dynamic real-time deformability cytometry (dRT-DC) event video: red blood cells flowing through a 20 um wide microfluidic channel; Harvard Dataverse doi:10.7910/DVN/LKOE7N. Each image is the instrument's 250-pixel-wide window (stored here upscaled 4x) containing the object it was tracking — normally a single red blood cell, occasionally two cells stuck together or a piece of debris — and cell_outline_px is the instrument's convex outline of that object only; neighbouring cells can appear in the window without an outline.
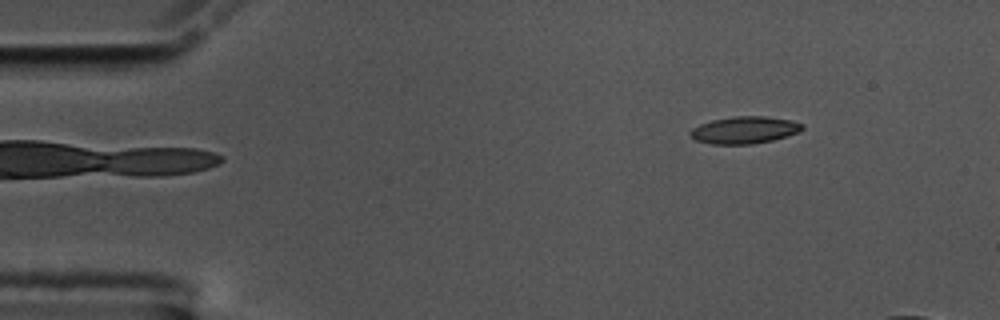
{"species": "common noctule bat (a hibernating species)", "species_latin": "Nyctalus noctula", "temperature_condition": "cold", "stored_images_in_passage": 7, "camera_frame_rate_fps": 3000, "um_per_image_px": 0.085, "animal": {"sex": "male", "body_mass_g": 17.5, "forearm_length_mm": 52.3}, "frame": {"image": 1, "passage_image": 1, "time_ms": 0.0, "image_size_px": [1000, 320], "cell_outline_px": [[804, 128], [800, 132], [772, 140], [752, 144], [712, 144], [696, 140], [688, 132], [692, 128], [700, 124], [712, 120], [732, 116], [764, 116], [792, 120], [804, 124]], "centroid_in_image_um": [63.3, 11.04], "position_along_channel_um": 21.7, "area_um2": 17.74}}